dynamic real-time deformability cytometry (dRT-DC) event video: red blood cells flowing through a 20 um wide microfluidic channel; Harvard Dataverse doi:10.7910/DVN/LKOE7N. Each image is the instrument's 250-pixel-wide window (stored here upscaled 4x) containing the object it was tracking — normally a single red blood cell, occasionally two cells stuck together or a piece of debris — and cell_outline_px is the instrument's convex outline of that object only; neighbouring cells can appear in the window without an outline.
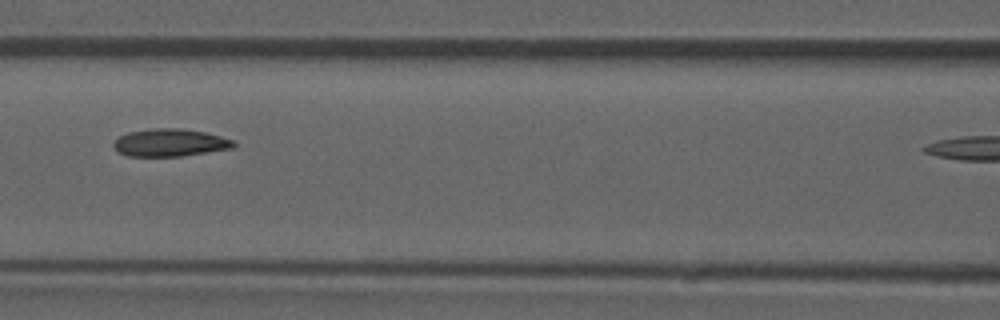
{"species": "common noctule bat (a hibernating species)", "species_latin": "Nyctalus noctula", "temperature_condition": "room temperature", "stored_images_in_passage": 29, "camera_frame_rate_fps": 3000, "um_per_image_px": 0.085, "animal": {"sex": "male", "forearm_length_mm": 52.5}, "frame": {"image": 1, "passage_image": 9, "time_ms": 2.667, "image_size_px": [1000, 320], "cell_outline_px": [[236, 144], [232, 148], [180, 156], [128, 156], [116, 152], [112, 144], [120, 136], [128, 132], [156, 128], [180, 128], [204, 132], [220, 136], [232, 140]], "centroid_in_image_um": [14.4, 12.13], "position_along_channel_um": 152.2, "area_um2": 19.13}}